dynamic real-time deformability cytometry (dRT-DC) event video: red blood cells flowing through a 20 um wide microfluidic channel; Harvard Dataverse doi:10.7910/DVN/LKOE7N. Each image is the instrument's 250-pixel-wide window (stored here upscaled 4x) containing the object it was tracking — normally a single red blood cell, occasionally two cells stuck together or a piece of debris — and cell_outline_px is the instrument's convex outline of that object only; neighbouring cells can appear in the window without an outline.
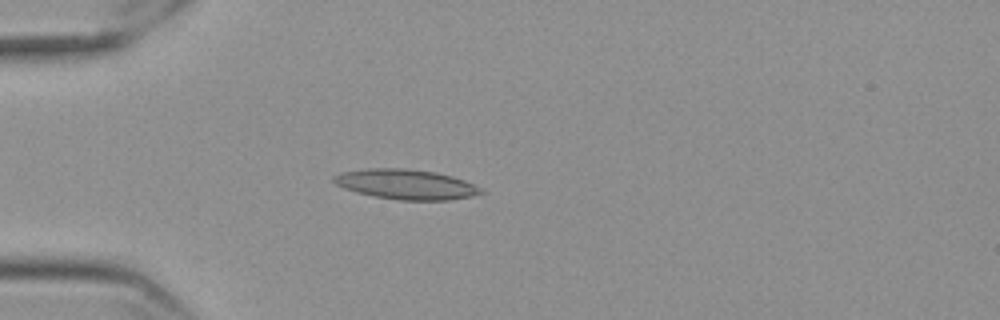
{"species": "Egyptian fruit bat (a non-hibernating species)", "species_latin": "Rousettus aegyptiacus", "temperature_condition": "cold", "stored_images_in_passage": 49, "camera_frame_rate_fps": 3000, "um_per_image_px": 0.085, "frame": {"image": 1, "passage_image": 15, "time_ms": 4.667, "image_size_px": [1000, 320], "cell_outline_px": [[484, 192], [472, 196], [448, 200], [400, 200], [372, 196], [356, 192], [344, 188], [336, 184], [332, 180], [332, 176], [340, 172], [368, 168], [404, 168], [436, 172], [452, 176], [464, 180], [480, 188]], "centroid_in_image_um": [34.47, 15.66], "position_along_channel_um": 50.5, "area_um2": 25.72}}
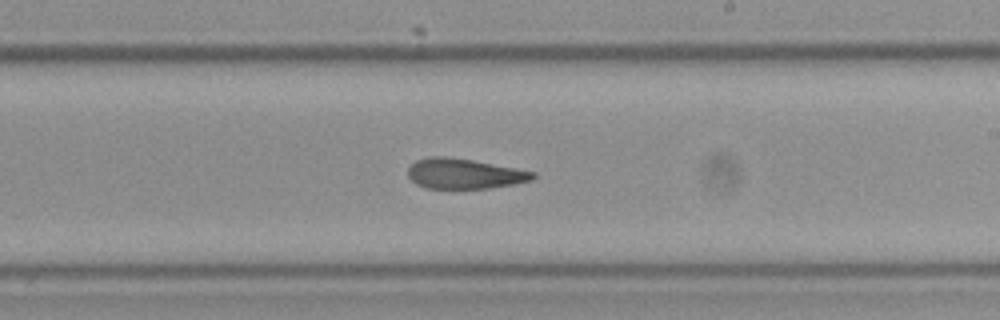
{"frame": {"image": 2, "passage_image": 33, "time_ms": 10.667, "image_size_px": [1000, 320], "cell_outline_px": [[536, 176], [532, 180], [512, 184], [488, 188], [424, 188], [416, 184], [408, 176], [408, 168], [416, 160], [432, 156], [444, 156], [472, 160], [536, 172]], "centroid_in_image_um": [39.44, 14.76], "position_along_channel_um": 249.6, "area_um2": 21.79}}
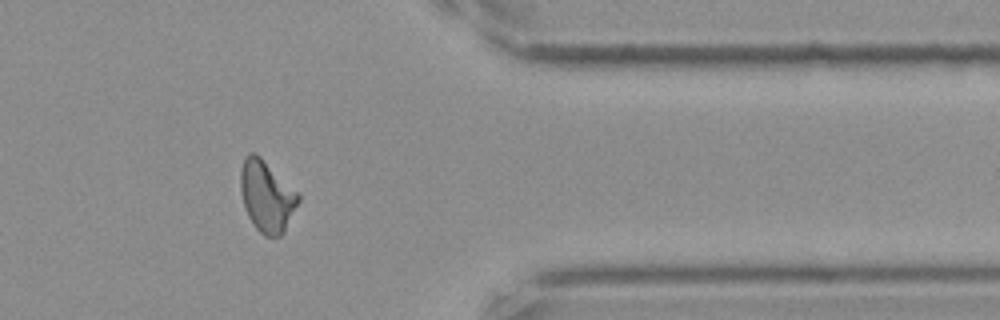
{"frame": {"image": 3, "passage_image": 46, "time_ms": 15.0, "image_size_px": [1000, 320], "cell_outline_px": [[300, 200], [284, 232], [280, 236], [264, 236], [252, 224], [244, 208], [240, 188], [240, 172], [244, 156], [248, 152], [256, 152], [300, 196]], "centroid_in_image_um": [22.64, 16.68], "position_along_channel_um": 388.8, "area_um2": 23.87}, "authors_computed_cell_mechanics": {"area_um2": 23.3512, "velocity_mm_per_s": 3.5595, "shape_relaxation_time_tau1_ms": 11.3503, "shape_relaxation_time_tau2_ms": 3.0587, "deformation_change_tau1": 0.238, "deformation_change_tau2": 0.1053}}